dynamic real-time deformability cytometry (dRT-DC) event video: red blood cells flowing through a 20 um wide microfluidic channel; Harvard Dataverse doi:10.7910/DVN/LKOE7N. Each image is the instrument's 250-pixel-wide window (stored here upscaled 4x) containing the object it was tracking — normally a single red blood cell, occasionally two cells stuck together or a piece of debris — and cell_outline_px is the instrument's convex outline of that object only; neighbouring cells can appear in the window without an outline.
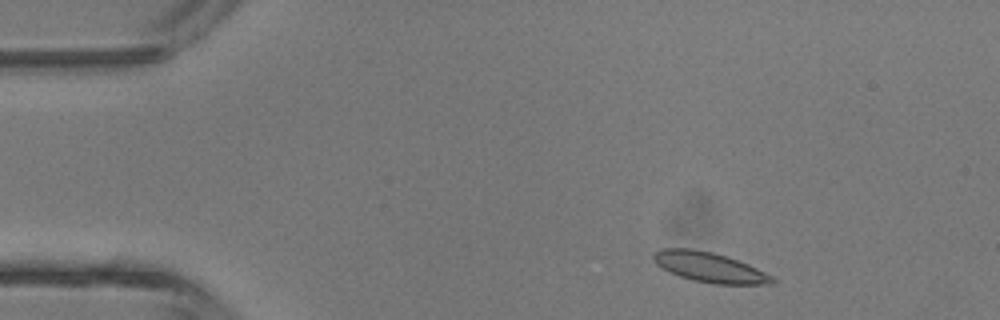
{"species": "common noctule bat (a hibernating species)", "species_latin": "Nyctalus noctula", "temperature_condition": "room temperature", "stored_images_in_passage": 3, "camera_frame_rate_fps": 3000, "um_per_image_px": 0.085, "animal": {"sex": "male", "body_mass_g": 13.3}, "frame": {"image": 1, "passage_image": 1, "time_ms": 0.0, "image_size_px": [1000, 320], "cell_outline_px": [[776, 284], [716, 284], [692, 280], [668, 272], [660, 268], [652, 260], [652, 256], [660, 248], [692, 248], [712, 252], [728, 256], [748, 264], [772, 276], [776, 280]], "centroid_in_image_um": [60.28, 22.71], "position_along_channel_um": 24.7, "area_um2": 20.92}}
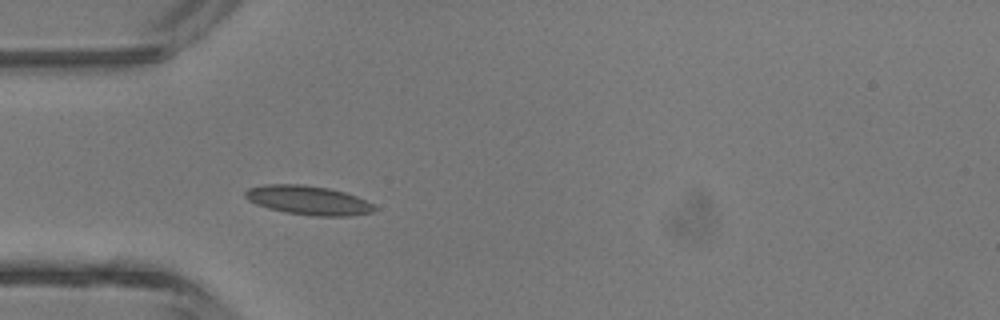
{"frame": {"image": 2, "passage_image": 3, "time_ms": 2.333, "image_size_px": [1000, 320], "cell_outline_px": [[380, 208], [376, 212], [348, 216], [312, 216], [284, 212], [268, 208], [256, 204], [248, 200], [244, 196], [244, 192], [248, 188], [264, 184], [304, 184], [328, 188], [344, 192], [356, 196]], "centroid_in_image_um": [26.21, 17.03], "position_along_channel_um": 58.8, "area_um2": 22.14}}